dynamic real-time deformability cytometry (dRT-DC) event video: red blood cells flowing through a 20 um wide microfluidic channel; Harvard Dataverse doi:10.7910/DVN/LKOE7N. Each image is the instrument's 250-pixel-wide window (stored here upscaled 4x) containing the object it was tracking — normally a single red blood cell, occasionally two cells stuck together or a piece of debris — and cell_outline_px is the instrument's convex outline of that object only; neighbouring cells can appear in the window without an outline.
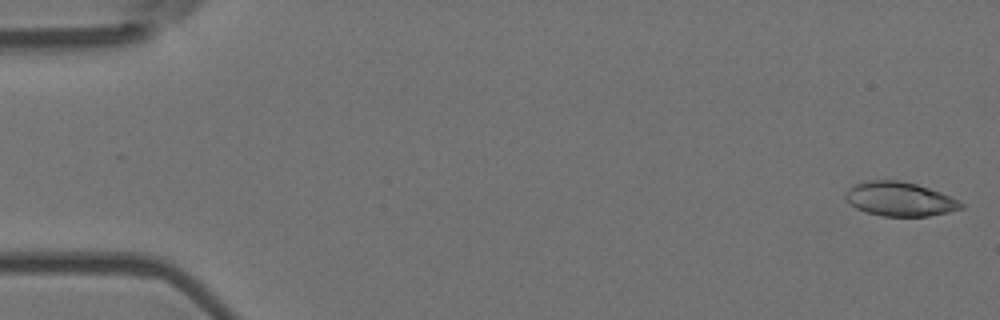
{"species": "Egyptian fruit bat (a non-hibernating species)", "species_latin": "Rousettus aegyptiacus", "temperature_condition": "room temperature", "stored_images_in_passage": 11, "camera_frame_rate_fps": 3000, "um_per_image_px": 0.085, "animal": {"sex": "female"}, "frame": {"image": 1, "passage_image": 1, "time_ms": 0.0, "image_size_px": [1000, 320], "cell_outline_px": [[964, 208], [948, 212], [928, 216], [884, 216], [868, 212], [856, 208], [848, 204], [844, 196], [844, 192], [852, 184], [868, 180], [900, 180], [916, 184], [940, 192], [964, 204]], "centroid_in_image_um": [76.41, 16.91], "position_along_channel_um": 8.6, "area_um2": 23.0}}